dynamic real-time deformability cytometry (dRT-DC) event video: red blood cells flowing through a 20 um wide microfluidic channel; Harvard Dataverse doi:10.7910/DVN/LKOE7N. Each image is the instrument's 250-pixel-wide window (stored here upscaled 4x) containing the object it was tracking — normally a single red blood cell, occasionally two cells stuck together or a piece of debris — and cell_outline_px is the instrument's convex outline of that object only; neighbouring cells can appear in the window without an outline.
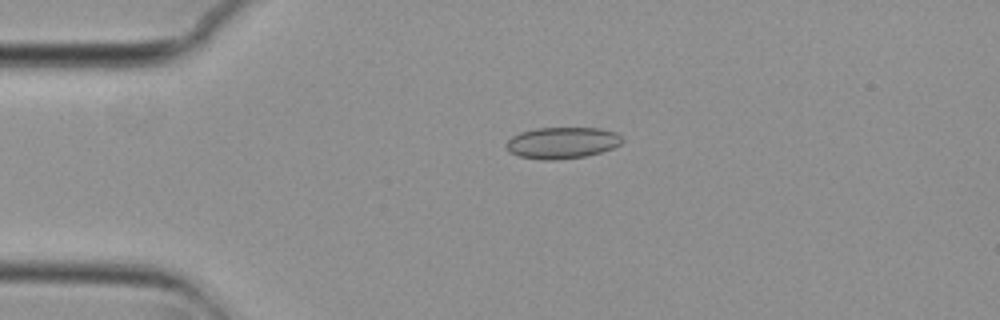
{"species": "common noctule bat (a hibernating species)", "species_latin": "Nyctalus noctula", "temperature_condition": "cold", "stored_images_in_passage": 28, "camera_frame_rate_fps": 3000, "um_per_image_px": 0.085, "animal": {"sex": "female", "body_mass_g": 29.2, "forearm_length_mm": 56.3}, "frame": {"image": 1, "passage_image": 4, "time_ms": 1.0, "image_size_px": [1000, 320], "cell_outline_px": [[624, 140], [620, 144], [612, 148], [600, 152], [584, 156], [556, 160], [540, 160], [520, 156], [508, 152], [504, 144], [512, 136], [520, 132], [536, 128], [600, 128], [616, 132]], "centroid_in_image_um": [47.75, 12.14], "position_along_channel_um": 37.3, "area_um2": 21.33}}
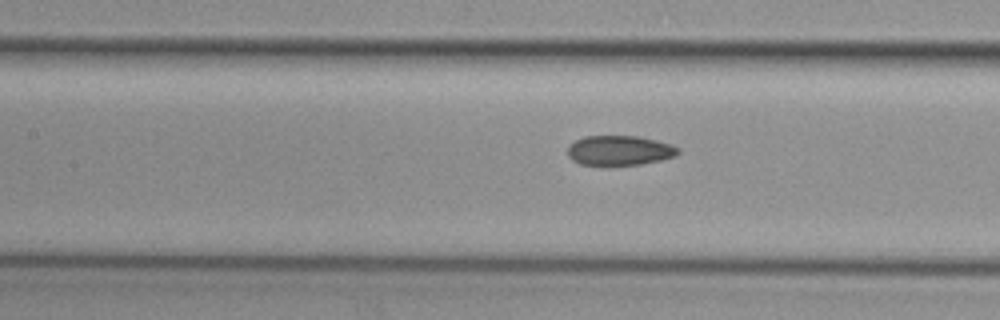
{"frame": {"image": 2, "passage_image": 16, "time_ms": 5.0, "image_size_px": [1000, 320], "cell_outline_px": [[680, 152], [676, 156], [660, 160], [640, 164], [580, 164], [572, 160], [568, 156], [568, 144], [584, 136], [640, 136], [672, 144], [680, 148]], "centroid_in_image_um": [52.68, 12.77], "position_along_channel_um": 154.7, "area_um2": 19.13}}
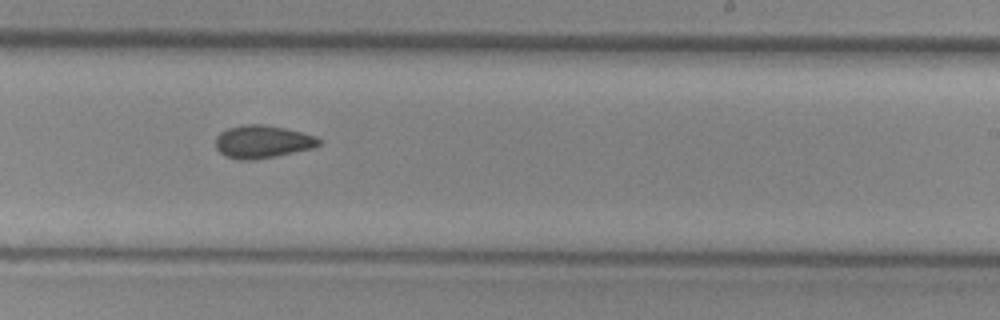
{"frame": {"image": 3, "passage_image": 25, "time_ms": 8.0, "image_size_px": [1000, 320], "cell_outline_px": [[320, 144], [312, 148], [276, 156], [252, 160], [240, 160], [224, 156], [216, 148], [216, 136], [220, 132], [228, 128], [244, 124], [264, 124], [284, 128], [316, 136], [320, 140]], "centroid_in_image_um": [22.28, 12.04], "position_along_channel_um": 266.7, "area_um2": 19.71}}